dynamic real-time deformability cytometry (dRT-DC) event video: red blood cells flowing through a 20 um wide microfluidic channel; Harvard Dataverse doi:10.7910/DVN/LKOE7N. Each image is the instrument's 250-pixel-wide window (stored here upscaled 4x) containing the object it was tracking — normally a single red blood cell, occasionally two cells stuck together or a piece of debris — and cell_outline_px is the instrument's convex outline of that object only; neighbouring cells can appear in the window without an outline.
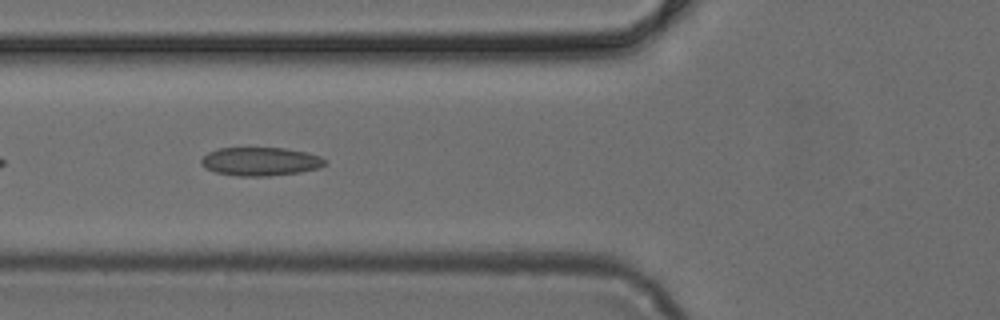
{"species": "common noctule bat (a hibernating species)", "species_latin": "Nyctalus noctula", "temperature_condition": "cold", "stored_images_in_passage": 6, "camera_frame_rate_fps": 3000, "um_per_image_px": 0.085, "animal": {"sex": "female", "body_mass_g": 24.6, "forearm_length_mm": 56.2}, "frame": {"image": 1, "passage_image": 4, "time_ms": 1.0, "image_size_px": [1000, 320], "cell_outline_px": [[328, 160], [320, 168], [300, 172], [268, 176], [236, 176], [216, 172], [204, 168], [200, 164], [200, 160], [208, 152], [216, 148], [284, 148], [308, 152], [320, 156]], "centroid_in_image_um": [22.13, 13.72], "position_along_channel_um": 103.7, "area_um2": 20.75}}
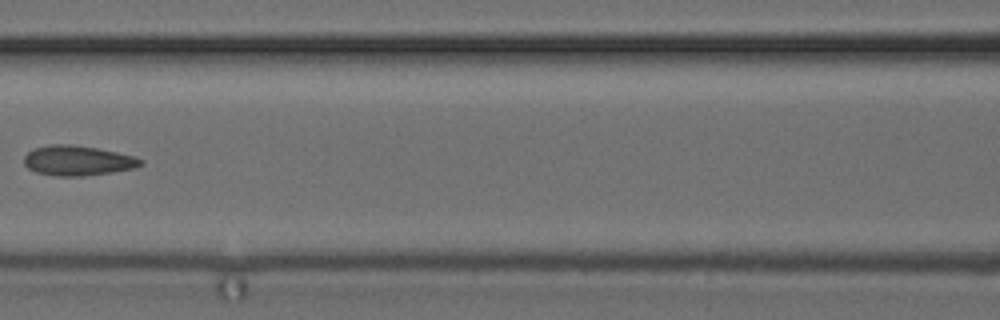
{"frame": {"image": 2, "passage_image": 5, "time_ms": 1.333, "image_size_px": [1000, 320], "cell_outline_px": [[144, 164], [136, 168], [112, 172], [80, 176], [56, 176], [36, 172], [28, 168], [24, 164], [24, 156], [32, 148], [52, 144], [72, 144], [96, 148], [136, 156], [144, 160]], "centroid_in_image_um": [6.62, 13.64], "position_along_channel_um": 160.0, "area_um2": 20.52}}
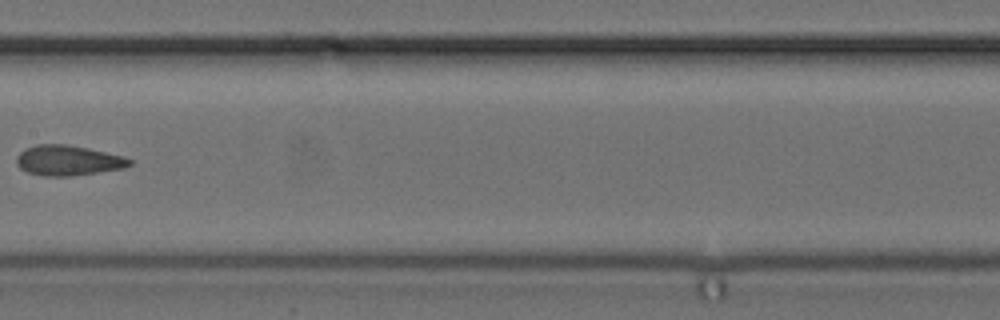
{"frame": {"image": 3, "passage_image": 6, "time_ms": 1.667, "image_size_px": [1000, 320], "cell_outline_px": [[132, 164], [124, 168], [68, 176], [44, 176], [28, 172], [20, 168], [16, 164], [16, 156], [24, 148], [36, 144], [68, 144], [88, 148], [124, 156], [132, 160]], "centroid_in_image_um": [5.76, 13.62], "position_along_channel_um": 201.6, "area_um2": 19.94}}